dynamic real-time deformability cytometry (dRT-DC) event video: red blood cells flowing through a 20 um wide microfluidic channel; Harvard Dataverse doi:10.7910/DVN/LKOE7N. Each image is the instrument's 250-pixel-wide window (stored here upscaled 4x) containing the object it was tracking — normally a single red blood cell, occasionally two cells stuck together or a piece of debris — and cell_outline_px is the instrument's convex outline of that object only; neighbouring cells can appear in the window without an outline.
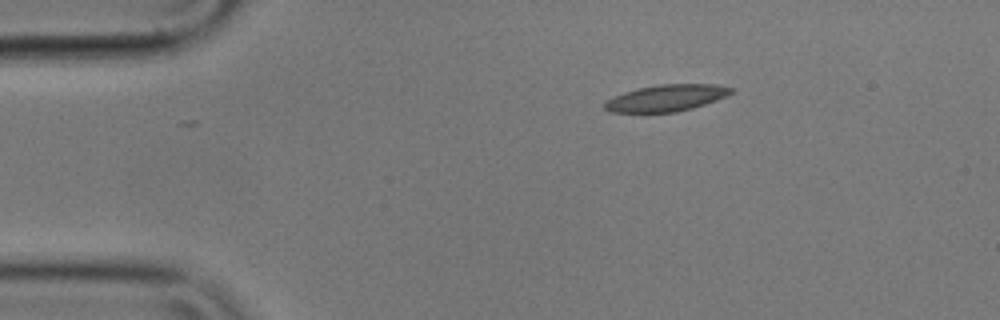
{"species": "common noctule bat (a hibernating species)", "species_latin": "Nyctalus noctula", "temperature_condition": "cold", "stored_images_in_passage": 47, "camera_frame_rate_fps": 3000, "um_per_image_px": 0.085, "animal": {"sex": "male", "body_mass_g": 17.9}, "frame": {"image": 1, "passage_image": 1, "time_ms": 0.0, "image_size_px": [1000, 320], "cell_outline_px": [[732, 92], [728, 96], [692, 108], [676, 112], [608, 112], [604, 108], [604, 104], [608, 100], [624, 92], [640, 88], [660, 84], [716, 84], [732, 88]], "centroid_in_image_um": [56.66, 8.33], "position_along_channel_um": 28.3, "area_um2": 19.36}}
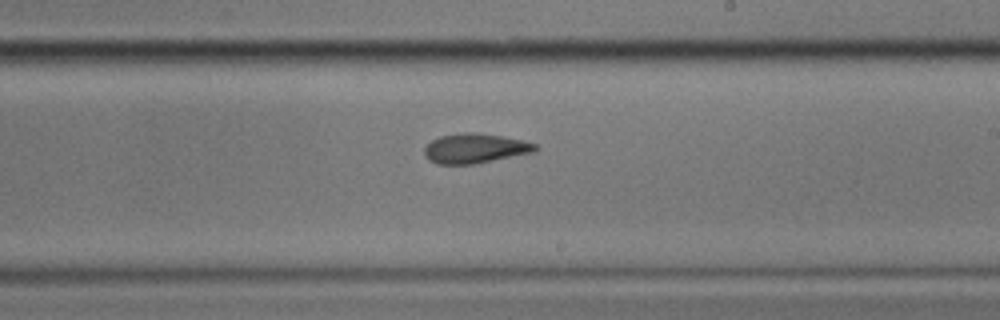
{"frame": {"image": 2, "passage_image": 24, "time_ms": 7.667, "image_size_px": [1000, 320], "cell_outline_px": [[540, 148], [536, 152], [476, 164], [436, 164], [428, 160], [424, 156], [424, 148], [432, 140], [440, 136], [464, 132], [476, 132], [524, 140], [536, 144]], "centroid_in_image_um": [40.4, 12.62], "position_along_channel_um": 248.6, "area_um2": 19.48}}
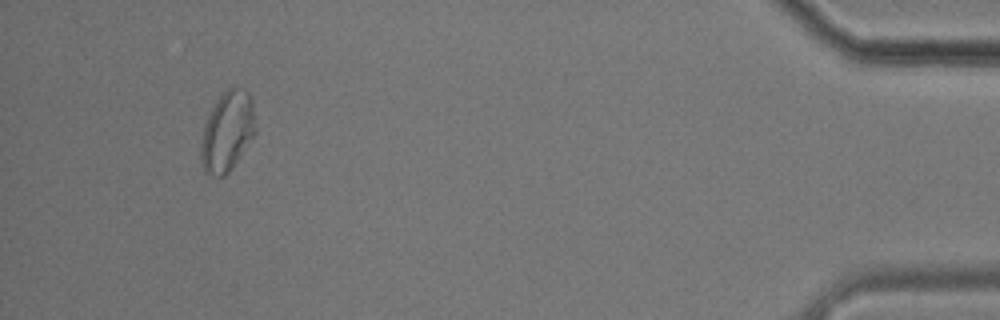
{"frame": {"image": 3, "passage_image": 44, "time_ms": 14.333, "image_size_px": [1000, 320], "cell_outline_px": [[256, 132], [232, 168], [224, 176], [216, 176], [204, 172], [200, 160], [200, 144], [204, 124], [216, 100], [228, 88], [244, 88], [248, 92], [252, 100], [256, 128]], "centroid_in_image_um": [19.31, 11.18], "position_along_channel_um": 415.9, "area_um2": 25.43}, "authors_computed_cell_mechanics": {"area_um2": 19.7676, "velocity_mm_per_s": 3.5408, "shape_relaxation_time_tau1_ms": 4.4511, "shape_relaxation_time_tau2_ms": 2.8157, "deformation_change_tau1": 0.1171, "deformation_change_tau2": 0.0861}}